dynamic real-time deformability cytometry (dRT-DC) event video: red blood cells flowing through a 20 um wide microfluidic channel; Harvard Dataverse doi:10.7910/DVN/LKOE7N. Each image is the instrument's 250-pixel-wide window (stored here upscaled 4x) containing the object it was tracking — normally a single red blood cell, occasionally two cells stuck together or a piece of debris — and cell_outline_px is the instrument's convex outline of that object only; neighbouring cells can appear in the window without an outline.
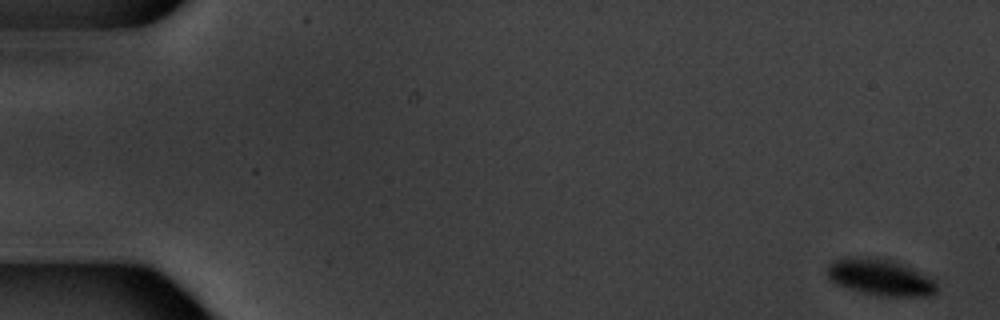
{"species": "common noctule bat (a hibernating species)", "species_latin": "Nyctalus noctula", "temperature_condition": "warm", "stored_images_in_passage": 5, "camera_frame_rate_fps": 3000, "um_per_image_px": 0.085, "animal": {"sex": "male", "body_mass_g": 20.1, "forearm_length_mm": 53.5}, "frame": {"image": 1, "passage_image": 1, "time_ms": 0.0, "image_size_px": [1000, 320], "cell_outline_px": [[936, 292], [932, 296], [876, 296], [848, 288], [836, 284], [828, 280], [828, 268], [832, 260], [844, 256], [876, 256], [892, 260], [912, 268], [936, 280]], "centroid_in_image_um": [74.8, 23.55], "position_along_channel_um": 10.2, "area_um2": 23.76}}
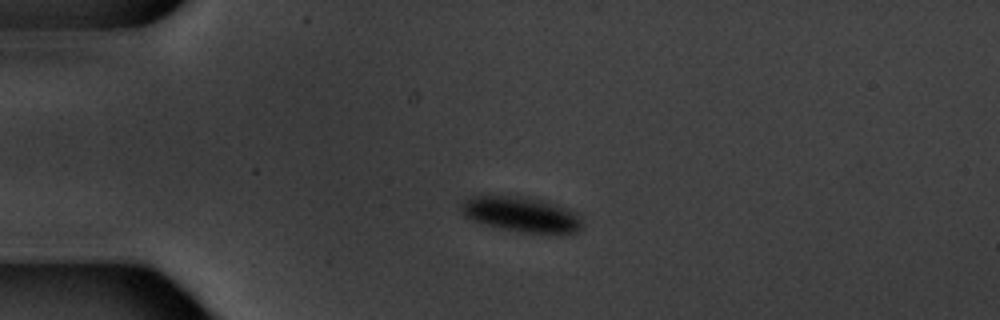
{"frame": {"image": 2, "passage_image": 4, "time_ms": 4.333, "image_size_px": [1000, 320], "cell_outline_px": [[584, 228], [580, 232], [564, 236], [556, 236], [516, 232], [496, 228], [472, 220], [464, 216], [460, 208], [460, 204], [472, 196], [528, 196], [568, 208], [580, 216], [584, 224]], "centroid_in_image_um": [44.42, 18.29], "position_along_channel_um": 40.6, "area_um2": 26.01}}